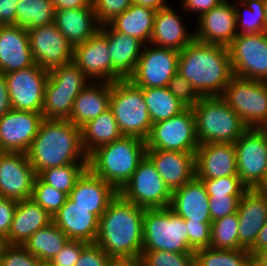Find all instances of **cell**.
Listing matches in <instances>:
<instances>
[{"mask_svg": "<svg viewBox=\"0 0 267 266\" xmlns=\"http://www.w3.org/2000/svg\"><path fill=\"white\" fill-rule=\"evenodd\" d=\"M177 72L201 97L221 96L234 76L227 46L195 39L180 51Z\"/></svg>", "mask_w": 267, "mask_h": 266, "instance_id": "6da1fadb", "label": "cell"}, {"mask_svg": "<svg viewBox=\"0 0 267 266\" xmlns=\"http://www.w3.org/2000/svg\"><path fill=\"white\" fill-rule=\"evenodd\" d=\"M144 210L118 194L99 218L94 243L108 256L141 257Z\"/></svg>", "mask_w": 267, "mask_h": 266, "instance_id": "7a4b0ae2", "label": "cell"}, {"mask_svg": "<svg viewBox=\"0 0 267 266\" xmlns=\"http://www.w3.org/2000/svg\"><path fill=\"white\" fill-rule=\"evenodd\" d=\"M27 156L37 175L58 166L88 164L81 143V128L69 120L44 119Z\"/></svg>", "mask_w": 267, "mask_h": 266, "instance_id": "3957f363", "label": "cell"}, {"mask_svg": "<svg viewBox=\"0 0 267 266\" xmlns=\"http://www.w3.org/2000/svg\"><path fill=\"white\" fill-rule=\"evenodd\" d=\"M146 150L145 140L122 136L93 151L88 156V169L119 192L146 156Z\"/></svg>", "mask_w": 267, "mask_h": 266, "instance_id": "277c9868", "label": "cell"}, {"mask_svg": "<svg viewBox=\"0 0 267 266\" xmlns=\"http://www.w3.org/2000/svg\"><path fill=\"white\" fill-rule=\"evenodd\" d=\"M192 110L199 144H234L248 129L220 96L201 97Z\"/></svg>", "mask_w": 267, "mask_h": 266, "instance_id": "5b68a950", "label": "cell"}, {"mask_svg": "<svg viewBox=\"0 0 267 266\" xmlns=\"http://www.w3.org/2000/svg\"><path fill=\"white\" fill-rule=\"evenodd\" d=\"M109 109L117 121L123 136H134L146 140L152 128L143 88L128 79L111 82Z\"/></svg>", "mask_w": 267, "mask_h": 266, "instance_id": "8992f818", "label": "cell"}, {"mask_svg": "<svg viewBox=\"0 0 267 266\" xmlns=\"http://www.w3.org/2000/svg\"><path fill=\"white\" fill-rule=\"evenodd\" d=\"M91 80L72 61L49 71L42 116L46 120H69L73 103Z\"/></svg>", "mask_w": 267, "mask_h": 266, "instance_id": "52a82bcc", "label": "cell"}, {"mask_svg": "<svg viewBox=\"0 0 267 266\" xmlns=\"http://www.w3.org/2000/svg\"><path fill=\"white\" fill-rule=\"evenodd\" d=\"M185 219L169 208L145 209L142 251L194 253L188 247Z\"/></svg>", "mask_w": 267, "mask_h": 266, "instance_id": "ba28073f", "label": "cell"}, {"mask_svg": "<svg viewBox=\"0 0 267 266\" xmlns=\"http://www.w3.org/2000/svg\"><path fill=\"white\" fill-rule=\"evenodd\" d=\"M220 97L248 128L267 127V81L233 76Z\"/></svg>", "mask_w": 267, "mask_h": 266, "instance_id": "9c48e42d", "label": "cell"}, {"mask_svg": "<svg viewBox=\"0 0 267 266\" xmlns=\"http://www.w3.org/2000/svg\"><path fill=\"white\" fill-rule=\"evenodd\" d=\"M118 194L143 209L169 208L172 192L145 156Z\"/></svg>", "mask_w": 267, "mask_h": 266, "instance_id": "30bf717a", "label": "cell"}, {"mask_svg": "<svg viewBox=\"0 0 267 266\" xmlns=\"http://www.w3.org/2000/svg\"><path fill=\"white\" fill-rule=\"evenodd\" d=\"M146 141L147 150L195 153L199 142L192 108L167 120L152 124Z\"/></svg>", "mask_w": 267, "mask_h": 266, "instance_id": "8fae6325", "label": "cell"}, {"mask_svg": "<svg viewBox=\"0 0 267 266\" xmlns=\"http://www.w3.org/2000/svg\"><path fill=\"white\" fill-rule=\"evenodd\" d=\"M227 48L234 76L267 81V31L237 34Z\"/></svg>", "mask_w": 267, "mask_h": 266, "instance_id": "7c38bea8", "label": "cell"}, {"mask_svg": "<svg viewBox=\"0 0 267 266\" xmlns=\"http://www.w3.org/2000/svg\"><path fill=\"white\" fill-rule=\"evenodd\" d=\"M180 51L146 44L128 80L139 88L167 87L177 73Z\"/></svg>", "mask_w": 267, "mask_h": 266, "instance_id": "4fadbf2b", "label": "cell"}, {"mask_svg": "<svg viewBox=\"0 0 267 266\" xmlns=\"http://www.w3.org/2000/svg\"><path fill=\"white\" fill-rule=\"evenodd\" d=\"M238 176L254 189L267 173V129L248 128L235 142Z\"/></svg>", "mask_w": 267, "mask_h": 266, "instance_id": "5bb4252c", "label": "cell"}, {"mask_svg": "<svg viewBox=\"0 0 267 266\" xmlns=\"http://www.w3.org/2000/svg\"><path fill=\"white\" fill-rule=\"evenodd\" d=\"M48 75L37 64L5 74L12 108L42 113Z\"/></svg>", "mask_w": 267, "mask_h": 266, "instance_id": "9a60e30c", "label": "cell"}, {"mask_svg": "<svg viewBox=\"0 0 267 266\" xmlns=\"http://www.w3.org/2000/svg\"><path fill=\"white\" fill-rule=\"evenodd\" d=\"M35 63L48 72L73 61V46L54 23L27 30Z\"/></svg>", "mask_w": 267, "mask_h": 266, "instance_id": "2e32d148", "label": "cell"}, {"mask_svg": "<svg viewBox=\"0 0 267 266\" xmlns=\"http://www.w3.org/2000/svg\"><path fill=\"white\" fill-rule=\"evenodd\" d=\"M43 120L42 113L12 108L0 118V152L27 153Z\"/></svg>", "mask_w": 267, "mask_h": 266, "instance_id": "e0dca14e", "label": "cell"}, {"mask_svg": "<svg viewBox=\"0 0 267 266\" xmlns=\"http://www.w3.org/2000/svg\"><path fill=\"white\" fill-rule=\"evenodd\" d=\"M36 177L27 153L0 152V196L16 201L30 199Z\"/></svg>", "mask_w": 267, "mask_h": 266, "instance_id": "ac0fdd59", "label": "cell"}, {"mask_svg": "<svg viewBox=\"0 0 267 266\" xmlns=\"http://www.w3.org/2000/svg\"><path fill=\"white\" fill-rule=\"evenodd\" d=\"M197 20L194 33L199 42L228 46L237 36L236 10L230 0H224Z\"/></svg>", "mask_w": 267, "mask_h": 266, "instance_id": "d6986e66", "label": "cell"}, {"mask_svg": "<svg viewBox=\"0 0 267 266\" xmlns=\"http://www.w3.org/2000/svg\"><path fill=\"white\" fill-rule=\"evenodd\" d=\"M73 62L90 80L112 82L107 38L100 31L74 47Z\"/></svg>", "mask_w": 267, "mask_h": 266, "instance_id": "ffe728a7", "label": "cell"}, {"mask_svg": "<svg viewBox=\"0 0 267 266\" xmlns=\"http://www.w3.org/2000/svg\"><path fill=\"white\" fill-rule=\"evenodd\" d=\"M233 175H238L234 144H199L195 152L196 178L217 179Z\"/></svg>", "mask_w": 267, "mask_h": 266, "instance_id": "44dd1931", "label": "cell"}, {"mask_svg": "<svg viewBox=\"0 0 267 266\" xmlns=\"http://www.w3.org/2000/svg\"><path fill=\"white\" fill-rule=\"evenodd\" d=\"M99 31L107 38L112 60V82L128 79L136 68L145 44L135 37L113 30L108 24L101 25Z\"/></svg>", "mask_w": 267, "mask_h": 266, "instance_id": "7402d4cb", "label": "cell"}, {"mask_svg": "<svg viewBox=\"0 0 267 266\" xmlns=\"http://www.w3.org/2000/svg\"><path fill=\"white\" fill-rule=\"evenodd\" d=\"M35 64L27 30L16 25L0 26V73L8 74Z\"/></svg>", "mask_w": 267, "mask_h": 266, "instance_id": "603a6c76", "label": "cell"}, {"mask_svg": "<svg viewBox=\"0 0 267 266\" xmlns=\"http://www.w3.org/2000/svg\"><path fill=\"white\" fill-rule=\"evenodd\" d=\"M237 216L240 249L250 251L267 222V198L255 189H247L239 201Z\"/></svg>", "mask_w": 267, "mask_h": 266, "instance_id": "cb8c5ba5", "label": "cell"}, {"mask_svg": "<svg viewBox=\"0 0 267 266\" xmlns=\"http://www.w3.org/2000/svg\"><path fill=\"white\" fill-rule=\"evenodd\" d=\"M146 156L171 192L195 177V153L146 150Z\"/></svg>", "mask_w": 267, "mask_h": 266, "instance_id": "d4e9b609", "label": "cell"}, {"mask_svg": "<svg viewBox=\"0 0 267 266\" xmlns=\"http://www.w3.org/2000/svg\"><path fill=\"white\" fill-rule=\"evenodd\" d=\"M169 209L185 221L212 223L209 195L203 181L196 177L172 192Z\"/></svg>", "mask_w": 267, "mask_h": 266, "instance_id": "484cf974", "label": "cell"}, {"mask_svg": "<svg viewBox=\"0 0 267 266\" xmlns=\"http://www.w3.org/2000/svg\"><path fill=\"white\" fill-rule=\"evenodd\" d=\"M117 195L118 192L108 182L87 169L75 183L68 198L100 218Z\"/></svg>", "mask_w": 267, "mask_h": 266, "instance_id": "4316f807", "label": "cell"}, {"mask_svg": "<svg viewBox=\"0 0 267 266\" xmlns=\"http://www.w3.org/2000/svg\"><path fill=\"white\" fill-rule=\"evenodd\" d=\"M53 223L69 240L94 243L98 234L99 218L90 209L75 205L69 198L53 217Z\"/></svg>", "mask_w": 267, "mask_h": 266, "instance_id": "83f0119b", "label": "cell"}, {"mask_svg": "<svg viewBox=\"0 0 267 266\" xmlns=\"http://www.w3.org/2000/svg\"><path fill=\"white\" fill-rule=\"evenodd\" d=\"M181 17L171 6L157 10L149 43L178 51L184 49L195 39V33H189Z\"/></svg>", "mask_w": 267, "mask_h": 266, "instance_id": "f1b7e54d", "label": "cell"}, {"mask_svg": "<svg viewBox=\"0 0 267 266\" xmlns=\"http://www.w3.org/2000/svg\"><path fill=\"white\" fill-rule=\"evenodd\" d=\"M53 23L73 48L95 35L101 26L92 2L78 9L55 10Z\"/></svg>", "mask_w": 267, "mask_h": 266, "instance_id": "f546056e", "label": "cell"}, {"mask_svg": "<svg viewBox=\"0 0 267 266\" xmlns=\"http://www.w3.org/2000/svg\"><path fill=\"white\" fill-rule=\"evenodd\" d=\"M53 218L31 198L17 201L5 244L23 245L37 230L47 227Z\"/></svg>", "mask_w": 267, "mask_h": 266, "instance_id": "4dcf8cb0", "label": "cell"}, {"mask_svg": "<svg viewBox=\"0 0 267 266\" xmlns=\"http://www.w3.org/2000/svg\"><path fill=\"white\" fill-rule=\"evenodd\" d=\"M110 96L111 82L91 81L74 100L69 121L81 128L109 109Z\"/></svg>", "mask_w": 267, "mask_h": 266, "instance_id": "1f68e13d", "label": "cell"}, {"mask_svg": "<svg viewBox=\"0 0 267 266\" xmlns=\"http://www.w3.org/2000/svg\"><path fill=\"white\" fill-rule=\"evenodd\" d=\"M155 13L151 8L132 4L108 25L113 30L135 37L146 45L152 36Z\"/></svg>", "mask_w": 267, "mask_h": 266, "instance_id": "d6a6232c", "label": "cell"}, {"mask_svg": "<svg viewBox=\"0 0 267 266\" xmlns=\"http://www.w3.org/2000/svg\"><path fill=\"white\" fill-rule=\"evenodd\" d=\"M122 136L110 109L81 127V143L87 156L100 146L118 140Z\"/></svg>", "mask_w": 267, "mask_h": 266, "instance_id": "836d02e7", "label": "cell"}, {"mask_svg": "<svg viewBox=\"0 0 267 266\" xmlns=\"http://www.w3.org/2000/svg\"><path fill=\"white\" fill-rule=\"evenodd\" d=\"M69 240L53 222L37 230L22 246L41 262H51Z\"/></svg>", "mask_w": 267, "mask_h": 266, "instance_id": "e575fe53", "label": "cell"}, {"mask_svg": "<svg viewBox=\"0 0 267 266\" xmlns=\"http://www.w3.org/2000/svg\"><path fill=\"white\" fill-rule=\"evenodd\" d=\"M143 95L152 124L167 120L186 109L167 87L143 88Z\"/></svg>", "mask_w": 267, "mask_h": 266, "instance_id": "d590c367", "label": "cell"}, {"mask_svg": "<svg viewBox=\"0 0 267 266\" xmlns=\"http://www.w3.org/2000/svg\"><path fill=\"white\" fill-rule=\"evenodd\" d=\"M54 7L51 0H19L15 25L26 30L54 22Z\"/></svg>", "mask_w": 267, "mask_h": 266, "instance_id": "8d00e7d4", "label": "cell"}, {"mask_svg": "<svg viewBox=\"0 0 267 266\" xmlns=\"http://www.w3.org/2000/svg\"><path fill=\"white\" fill-rule=\"evenodd\" d=\"M237 2L238 6L234 4L236 10L237 34L266 32L263 0H238Z\"/></svg>", "mask_w": 267, "mask_h": 266, "instance_id": "74e56055", "label": "cell"}, {"mask_svg": "<svg viewBox=\"0 0 267 266\" xmlns=\"http://www.w3.org/2000/svg\"><path fill=\"white\" fill-rule=\"evenodd\" d=\"M250 258V252L245 249L206 247L194 251V266H247Z\"/></svg>", "mask_w": 267, "mask_h": 266, "instance_id": "f35d334b", "label": "cell"}, {"mask_svg": "<svg viewBox=\"0 0 267 266\" xmlns=\"http://www.w3.org/2000/svg\"><path fill=\"white\" fill-rule=\"evenodd\" d=\"M238 228L239 219L237 213L212 221L210 248L227 250L240 249Z\"/></svg>", "mask_w": 267, "mask_h": 266, "instance_id": "ab89813d", "label": "cell"}, {"mask_svg": "<svg viewBox=\"0 0 267 266\" xmlns=\"http://www.w3.org/2000/svg\"><path fill=\"white\" fill-rule=\"evenodd\" d=\"M88 164H68L41 171L37 176L47 185L69 195Z\"/></svg>", "mask_w": 267, "mask_h": 266, "instance_id": "60d3db41", "label": "cell"}, {"mask_svg": "<svg viewBox=\"0 0 267 266\" xmlns=\"http://www.w3.org/2000/svg\"><path fill=\"white\" fill-rule=\"evenodd\" d=\"M68 195L44 183L38 176L34 182L31 199L52 218L63 207Z\"/></svg>", "mask_w": 267, "mask_h": 266, "instance_id": "b9f144b4", "label": "cell"}, {"mask_svg": "<svg viewBox=\"0 0 267 266\" xmlns=\"http://www.w3.org/2000/svg\"><path fill=\"white\" fill-rule=\"evenodd\" d=\"M142 266H194V253L142 251Z\"/></svg>", "mask_w": 267, "mask_h": 266, "instance_id": "7bdbcfd3", "label": "cell"}, {"mask_svg": "<svg viewBox=\"0 0 267 266\" xmlns=\"http://www.w3.org/2000/svg\"><path fill=\"white\" fill-rule=\"evenodd\" d=\"M200 180L203 181L208 195L242 196L248 189L238 175Z\"/></svg>", "mask_w": 267, "mask_h": 266, "instance_id": "ee69618b", "label": "cell"}, {"mask_svg": "<svg viewBox=\"0 0 267 266\" xmlns=\"http://www.w3.org/2000/svg\"><path fill=\"white\" fill-rule=\"evenodd\" d=\"M41 261L22 245L4 244L0 252V266H40Z\"/></svg>", "mask_w": 267, "mask_h": 266, "instance_id": "f6af8a7d", "label": "cell"}, {"mask_svg": "<svg viewBox=\"0 0 267 266\" xmlns=\"http://www.w3.org/2000/svg\"><path fill=\"white\" fill-rule=\"evenodd\" d=\"M91 2L100 25L108 24L133 4L132 0H91Z\"/></svg>", "mask_w": 267, "mask_h": 266, "instance_id": "bcb514c9", "label": "cell"}, {"mask_svg": "<svg viewBox=\"0 0 267 266\" xmlns=\"http://www.w3.org/2000/svg\"><path fill=\"white\" fill-rule=\"evenodd\" d=\"M167 89L183 104L186 108H193L201 96L195 91L192 84L189 83L178 72L167 84Z\"/></svg>", "mask_w": 267, "mask_h": 266, "instance_id": "7dc6e473", "label": "cell"}, {"mask_svg": "<svg viewBox=\"0 0 267 266\" xmlns=\"http://www.w3.org/2000/svg\"><path fill=\"white\" fill-rule=\"evenodd\" d=\"M242 196L209 195V209L212 221L237 213Z\"/></svg>", "mask_w": 267, "mask_h": 266, "instance_id": "c3c4849f", "label": "cell"}, {"mask_svg": "<svg viewBox=\"0 0 267 266\" xmlns=\"http://www.w3.org/2000/svg\"><path fill=\"white\" fill-rule=\"evenodd\" d=\"M188 232V247L197 249L210 247L211 223L185 221Z\"/></svg>", "mask_w": 267, "mask_h": 266, "instance_id": "681fc988", "label": "cell"}, {"mask_svg": "<svg viewBox=\"0 0 267 266\" xmlns=\"http://www.w3.org/2000/svg\"><path fill=\"white\" fill-rule=\"evenodd\" d=\"M87 242L68 240L51 262L56 266H74Z\"/></svg>", "mask_w": 267, "mask_h": 266, "instance_id": "f907efd6", "label": "cell"}, {"mask_svg": "<svg viewBox=\"0 0 267 266\" xmlns=\"http://www.w3.org/2000/svg\"><path fill=\"white\" fill-rule=\"evenodd\" d=\"M108 255L95 243H88L74 266H106Z\"/></svg>", "mask_w": 267, "mask_h": 266, "instance_id": "816d5d0a", "label": "cell"}, {"mask_svg": "<svg viewBox=\"0 0 267 266\" xmlns=\"http://www.w3.org/2000/svg\"><path fill=\"white\" fill-rule=\"evenodd\" d=\"M17 201L0 196V238L5 240L13 221Z\"/></svg>", "mask_w": 267, "mask_h": 266, "instance_id": "f5cc1de1", "label": "cell"}, {"mask_svg": "<svg viewBox=\"0 0 267 266\" xmlns=\"http://www.w3.org/2000/svg\"><path fill=\"white\" fill-rule=\"evenodd\" d=\"M223 1L224 0H182L181 8L185 13H197V17L200 18L204 13L218 6Z\"/></svg>", "mask_w": 267, "mask_h": 266, "instance_id": "db71d44e", "label": "cell"}, {"mask_svg": "<svg viewBox=\"0 0 267 266\" xmlns=\"http://www.w3.org/2000/svg\"><path fill=\"white\" fill-rule=\"evenodd\" d=\"M19 0H0V26L15 25Z\"/></svg>", "mask_w": 267, "mask_h": 266, "instance_id": "11a10c76", "label": "cell"}, {"mask_svg": "<svg viewBox=\"0 0 267 266\" xmlns=\"http://www.w3.org/2000/svg\"><path fill=\"white\" fill-rule=\"evenodd\" d=\"M12 109L5 74L0 73V118Z\"/></svg>", "mask_w": 267, "mask_h": 266, "instance_id": "9f6ffc18", "label": "cell"}, {"mask_svg": "<svg viewBox=\"0 0 267 266\" xmlns=\"http://www.w3.org/2000/svg\"><path fill=\"white\" fill-rule=\"evenodd\" d=\"M106 266H142L141 257L109 256Z\"/></svg>", "mask_w": 267, "mask_h": 266, "instance_id": "6f0895ef", "label": "cell"}, {"mask_svg": "<svg viewBox=\"0 0 267 266\" xmlns=\"http://www.w3.org/2000/svg\"><path fill=\"white\" fill-rule=\"evenodd\" d=\"M55 10L78 9L88 6L91 0H51Z\"/></svg>", "mask_w": 267, "mask_h": 266, "instance_id": "680465c9", "label": "cell"}, {"mask_svg": "<svg viewBox=\"0 0 267 266\" xmlns=\"http://www.w3.org/2000/svg\"><path fill=\"white\" fill-rule=\"evenodd\" d=\"M267 247V222L261 228L255 241L254 247L249 251L251 256H255L259 251Z\"/></svg>", "mask_w": 267, "mask_h": 266, "instance_id": "91938a15", "label": "cell"}, {"mask_svg": "<svg viewBox=\"0 0 267 266\" xmlns=\"http://www.w3.org/2000/svg\"><path fill=\"white\" fill-rule=\"evenodd\" d=\"M132 2L135 5L148 7L155 11L170 6V4L168 5L167 0H132Z\"/></svg>", "mask_w": 267, "mask_h": 266, "instance_id": "94428289", "label": "cell"}, {"mask_svg": "<svg viewBox=\"0 0 267 266\" xmlns=\"http://www.w3.org/2000/svg\"><path fill=\"white\" fill-rule=\"evenodd\" d=\"M259 194L267 198V173L263 176L262 180L254 188Z\"/></svg>", "mask_w": 267, "mask_h": 266, "instance_id": "6125c7cd", "label": "cell"}, {"mask_svg": "<svg viewBox=\"0 0 267 266\" xmlns=\"http://www.w3.org/2000/svg\"><path fill=\"white\" fill-rule=\"evenodd\" d=\"M255 257L263 263L265 266H267V247L259 251Z\"/></svg>", "mask_w": 267, "mask_h": 266, "instance_id": "be15d7a7", "label": "cell"}, {"mask_svg": "<svg viewBox=\"0 0 267 266\" xmlns=\"http://www.w3.org/2000/svg\"><path fill=\"white\" fill-rule=\"evenodd\" d=\"M247 266H265V265L261 263L255 256H251Z\"/></svg>", "mask_w": 267, "mask_h": 266, "instance_id": "e7e4bbea", "label": "cell"}, {"mask_svg": "<svg viewBox=\"0 0 267 266\" xmlns=\"http://www.w3.org/2000/svg\"><path fill=\"white\" fill-rule=\"evenodd\" d=\"M265 9L266 29H267V0H263Z\"/></svg>", "mask_w": 267, "mask_h": 266, "instance_id": "03108f58", "label": "cell"}, {"mask_svg": "<svg viewBox=\"0 0 267 266\" xmlns=\"http://www.w3.org/2000/svg\"><path fill=\"white\" fill-rule=\"evenodd\" d=\"M40 266H56L52 262H41Z\"/></svg>", "mask_w": 267, "mask_h": 266, "instance_id": "003e7915", "label": "cell"}, {"mask_svg": "<svg viewBox=\"0 0 267 266\" xmlns=\"http://www.w3.org/2000/svg\"><path fill=\"white\" fill-rule=\"evenodd\" d=\"M4 244H5L4 240L0 238V252H1V249H2Z\"/></svg>", "mask_w": 267, "mask_h": 266, "instance_id": "a7ac6f4b", "label": "cell"}]
</instances>
